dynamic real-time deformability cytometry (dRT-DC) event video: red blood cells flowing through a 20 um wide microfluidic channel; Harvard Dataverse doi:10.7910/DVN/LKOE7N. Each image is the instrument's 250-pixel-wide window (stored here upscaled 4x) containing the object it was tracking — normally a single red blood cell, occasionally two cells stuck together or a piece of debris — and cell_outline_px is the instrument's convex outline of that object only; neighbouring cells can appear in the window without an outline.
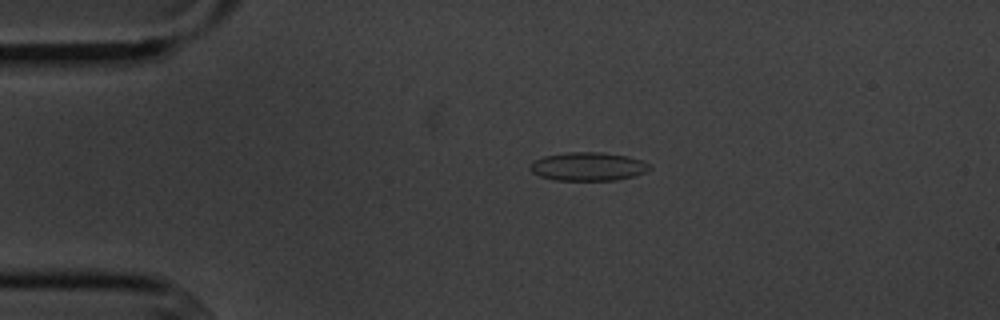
{"species": "common noctule bat (a hibernating species)", "species_latin": "Nyctalus noctula", "temperature_condition": "cold", "stored_images_in_passage": 5, "camera_frame_rate_fps": 3000, "um_per_image_px": 0.085, "animal": {"sex": "male", "body_mass_g": 20.1, "forearm_length_mm": 53.5}, "frame": {"image": 1, "passage_image": 3, "time_ms": 3.333, "image_size_px": [1000, 320], "cell_outline_px": [[652, 168], [644, 172], [632, 176], [616, 180], [552, 180], [540, 176], [532, 172], [528, 168], [528, 164], [532, 160], [544, 156], [568, 152], [604, 152], [628, 156], [640, 160], [648, 164]], "centroid_in_image_um": [49.92, 14.15], "position_along_channel_um": 35.1, "area_um2": 19.94}}